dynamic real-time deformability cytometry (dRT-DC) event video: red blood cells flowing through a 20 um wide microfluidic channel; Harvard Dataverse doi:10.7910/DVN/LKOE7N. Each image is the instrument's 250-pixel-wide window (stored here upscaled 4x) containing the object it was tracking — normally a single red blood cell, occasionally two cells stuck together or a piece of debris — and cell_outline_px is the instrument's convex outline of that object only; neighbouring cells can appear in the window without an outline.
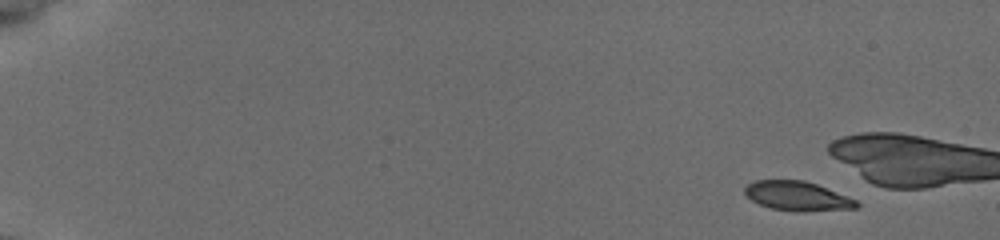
{"species": "common noctule bat (a hibernating species)", "species_latin": "Nyctalus noctula", "temperature_condition": "cold", "stored_images_in_passage": 18, "segment_of_instrument_passage": [2, 2], "camera_frame_rate_fps": 3000, "um_per_image_px": 0.085, "animal": {"sex": "female", "body_mass_g": 19.5, "forearm_length_mm": 54.1}, "frame": {"image": 1, "passage_image": 18, "time_ms": 5.667, "image_size_px": [1000, 240], "cell_outline_px": [[860, 204], [856, 208], [796, 212], [772, 208], [760, 204], [752, 200], [744, 192], [744, 188], [748, 184], [756, 180], [804, 180], [816, 184], [856, 200]], "centroid_in_image_um": [67.76, 16.66], "position_along_channel_um": 17.2, "area_um2": 18.84}}